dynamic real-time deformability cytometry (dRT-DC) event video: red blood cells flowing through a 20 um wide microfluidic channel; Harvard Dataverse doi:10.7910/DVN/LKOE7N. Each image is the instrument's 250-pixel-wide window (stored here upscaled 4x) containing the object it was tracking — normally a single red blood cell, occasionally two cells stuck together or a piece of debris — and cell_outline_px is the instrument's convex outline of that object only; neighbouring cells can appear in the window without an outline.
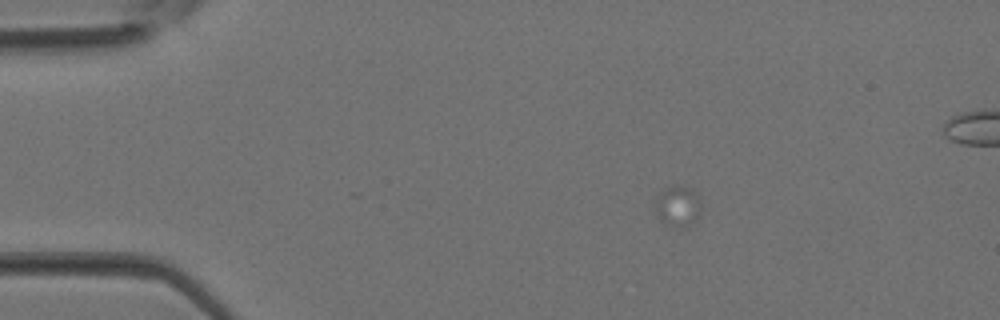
{"species": "Egyptian fruit bat (a non-hibernating species)", "species_latin": "Rousettus aegyptiacus", "temperature_condition": "room temperature", "stored_images_in_passage": 3, "camera_frame_rate_fps": 3000, "um_per_image_px": 0.085, "animal": {"sex": "female"}, "frame": {"image": 1, "passage_image": 1, "time_ms": 0.0, "image_size_px": [1000, 320], "cell_outline_px": [[700, 208], [696, 220], [688, 228], [680, 228], [660, 220], [656, 212], [656, 200], [660, 192], [668, 188], [688, 188], [696, 196]], "centroid_in_image_um": [57.6, 17.6], "position_along_channel_um": 27.4, "area_um2": 10.17}}